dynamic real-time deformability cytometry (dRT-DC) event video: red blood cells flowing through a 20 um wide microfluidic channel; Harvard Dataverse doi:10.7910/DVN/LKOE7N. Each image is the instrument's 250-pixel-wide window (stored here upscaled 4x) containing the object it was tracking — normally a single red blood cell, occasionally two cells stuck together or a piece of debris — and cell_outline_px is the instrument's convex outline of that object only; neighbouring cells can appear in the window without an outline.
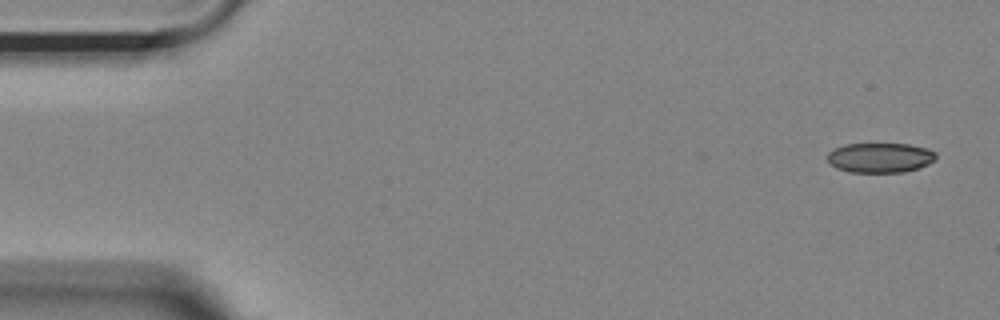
{"species": "Egyptian fruit bat (a non-hibernating species)", "species_latin": "Rousettus aegyptiacus", "temperature_condition": "room temperature", "stored_images_in_passage": 11, "camera_frame_rate_fps": 3000, "um_per_image_px": 0.085, "animal": {"sex": "female"}, "frame": {"image": 1, "passage_image": 1, "time_ms": 0.0, "image_size_px": [1000, 320], "cell_outline_px": [[936, 160], [920, 168], [904, 172], [848, 172], [836, 168], [828, 160], [828, 152], [844, 144], [908, 144], [928, 148], [936, 152]], "centroid_in_image_um": [74.85, 13.4], "position_along_channel_um": 10.2, "area_um2": 18.96}}